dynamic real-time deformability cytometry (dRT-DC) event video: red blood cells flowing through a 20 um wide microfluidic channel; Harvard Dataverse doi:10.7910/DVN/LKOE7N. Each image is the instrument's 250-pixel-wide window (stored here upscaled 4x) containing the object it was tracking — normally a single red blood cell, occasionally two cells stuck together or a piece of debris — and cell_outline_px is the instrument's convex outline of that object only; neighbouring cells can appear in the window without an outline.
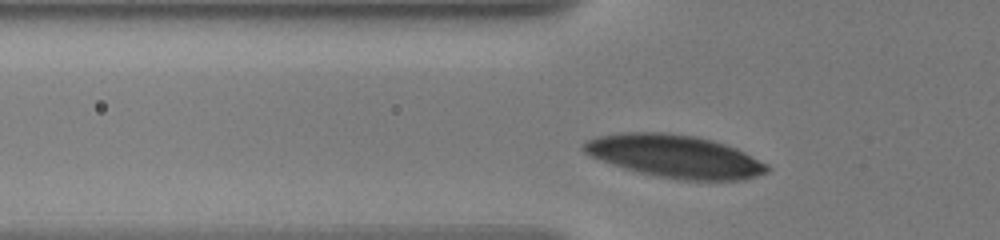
{"species": "human", "species_latin": "Homo sapiens", "temperature_condition": "warm", "stored_images_in_passage": 36, "camera_frame_rate_fps": 3000, "um_per_image_px": 0.085, "donor": {"sex": "male"}, "frame": {"image": 1, "passage_image": 5, "time_ms": 1.333, "image_size_px": [1000, 240], "cell_outline_px": [[768, 172], [744, 180], [684, 180], [656, 176], [624, 168], [600, 160], [584, 152], [580, 148], [588, 140], [596, 136], [624, 132], [664, 132], [696, 136], [724, 144], [736, 148], [768, 164]], "centroid_in_image_um": [57.36, 13.28], "position_along_channel_um": 68.4, "area_um2": 45.55}}
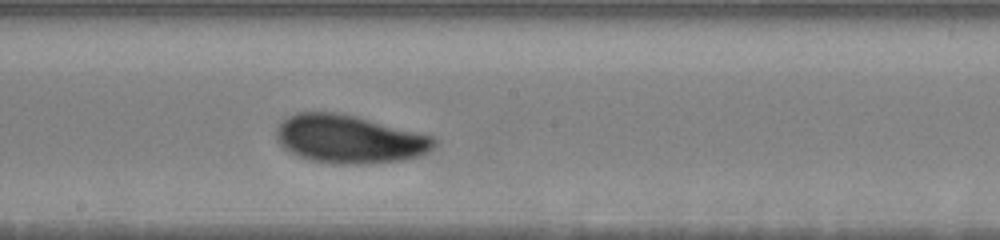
{"frame": {"image": 2, "passage_image": 18, "time_ms": 5.667, "image_size_px": [1000, 240], "cell_outline_px": [[436, 144], [428, 152], [420, 156], [404, 160], [368, 164], [332, 164], [308, 160], [296, 156], [288, 152], [276, 140], [276, 132], [280, 124], [288, 116], [296, 112], [336, 112], [356, 116], [432, 136], [436, 140]], "centroid_in_image_um": [29.66, 11.84], "position_along_channel_um": 218.5, "area_um2": 44.62}}
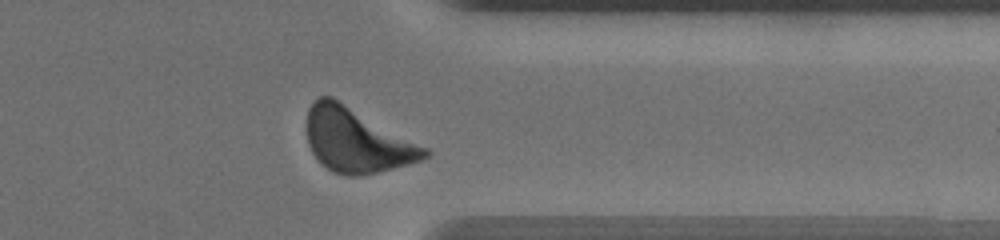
{"frame": {"image": 3, "passage_image": 32, "time_ms": 10.333, "image_size_px": [1000, 240], "cell_outline_px": [[432, 156], [408, 164], [360, 176], [348, 176], [336, 172], [328, 168], [312, 152], [308, 144], [308, 108], [320, 96], [332, 96], [428, 148], [432, 152]], "centroid_in_image_um": [30.36, 11.92], "position_along_channel_um": 381.0, "area_um2": 43.52}, "authors_computed_cell_mechanics": {"area_um2": 43.3789, "velocity_mm_per_s": 3.523, "shape_relaxation_time_tau1_ms": 1.5383, "shape_relaxation_time_tau2_ms": null, "deformation_change_tau1": 0.093, "deformation_change_tau2": null}}